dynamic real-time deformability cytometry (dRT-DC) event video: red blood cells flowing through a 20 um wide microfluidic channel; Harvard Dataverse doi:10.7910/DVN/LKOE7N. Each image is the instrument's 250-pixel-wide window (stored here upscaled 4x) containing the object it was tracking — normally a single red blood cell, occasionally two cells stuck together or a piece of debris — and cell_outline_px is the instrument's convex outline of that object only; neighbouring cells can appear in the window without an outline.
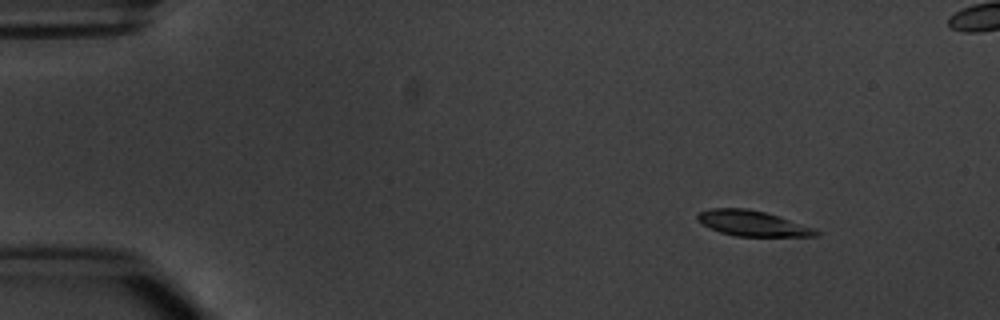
{"species": "common noctule bat (a hibernating species)", "species_latin": "Nyctalus noctula", "temperature_condition": "warm", "stored_images_in_passage": 5, "camera_frame_rate_fps": 3000, "um_per_image_px": 0.085, "animal": {"sex": "male", "body_mass_g": 20.1, "forearm_length_mm": 53.5}, "frame": {"image": 1, "passage_image": 1, "time_ms": 0.0, "image_size_px": [1000, 320], "cell_outline_px": [[820, 236], [736, 236], [720, 232], [696, 220], [696, 216], [700, 212], [712, 208], [748, 208], [764, 212], [816, 228], [820, 232]], "centroid_in_image_um": [63.99, 18.98], "position_along_channel_um": 21.0, "area_um2": 17.4}}